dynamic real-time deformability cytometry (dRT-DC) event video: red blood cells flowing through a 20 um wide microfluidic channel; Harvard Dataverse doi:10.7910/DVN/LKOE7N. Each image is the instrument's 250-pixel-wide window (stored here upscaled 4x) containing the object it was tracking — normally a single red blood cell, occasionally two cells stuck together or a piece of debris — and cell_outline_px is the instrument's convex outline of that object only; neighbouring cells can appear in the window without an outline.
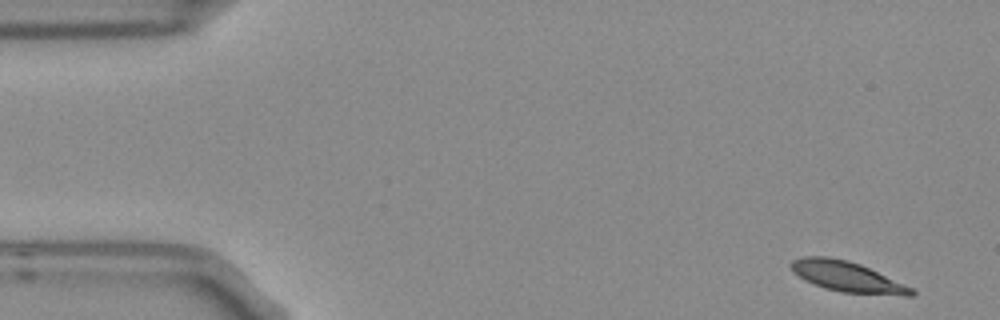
{"species": "Egyptian fruit bat (a non-hibernating species)", "species_latin": "Rousettus aegyptiacus", "temperature_condition": "room temperature", "stored_images_in_passage": 5, "segment_of_instrument_passage": [2, 2], "camera_frame_rate_fps": 3000, "um_per_image_px": 0.085, "frame": {"image": 1, "passage_image": 5, "time_ms": 1.333, "image_size_px": [1000, 320], "cell_outline_px": [[916, 292], [912, 296], [904, 296], [840, 292], [824, 288], [804, 280], [792, 272], [788, 264], [792, 260], [804, 256], [828, 256], [848, 260], [860, 264], [912, 288]], "centroid_in_image_um": [71.95, 23.51], "position_along_channel_um": 13.1, "area_um2": 21.39}}